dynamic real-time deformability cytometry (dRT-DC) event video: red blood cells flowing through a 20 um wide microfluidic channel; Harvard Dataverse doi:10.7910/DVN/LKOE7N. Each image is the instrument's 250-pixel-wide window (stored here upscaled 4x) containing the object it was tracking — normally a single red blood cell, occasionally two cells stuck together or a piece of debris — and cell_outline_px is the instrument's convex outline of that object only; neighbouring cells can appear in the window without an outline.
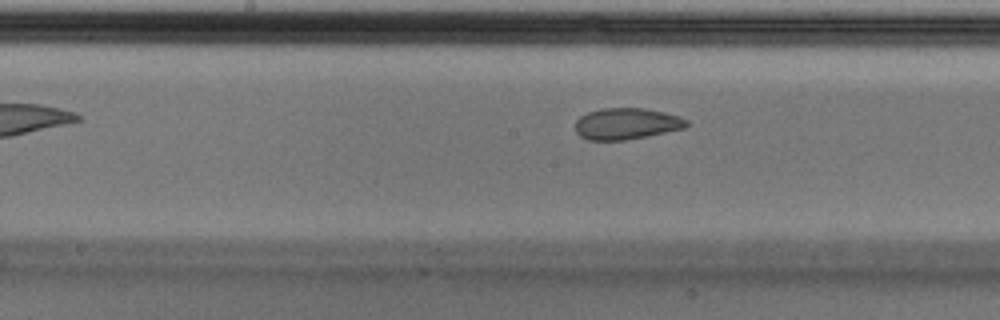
{"species": "Egyptian fruit bat (a non-hibernating species)", "species_latin": "Rousettus aegyptiacus", "temperature_condition": "cold", "stored_images_in_passage": 30, "camera_frame_rate_fps": 3000, "um_per_image_px": 0.085, "animal": {"sex": "male"}, "frame": {"image": 1, "passage_image": 13, "time_ms": 4.0, "image_size_px": [1000, 320], "cell_outline_px": [[688, 124], [684, 128], [624, 140], [588, 140], [580, 136], [576, 132], [576, 120], [580, 116], [588, 112], [600, 108], [644, 108], [664, 112], [680, 116], [688, 120]], "centroid_in_image_um": [53.23, 10.5], "position_along_channel_um": 195.0, "area_um2": 20.23}}